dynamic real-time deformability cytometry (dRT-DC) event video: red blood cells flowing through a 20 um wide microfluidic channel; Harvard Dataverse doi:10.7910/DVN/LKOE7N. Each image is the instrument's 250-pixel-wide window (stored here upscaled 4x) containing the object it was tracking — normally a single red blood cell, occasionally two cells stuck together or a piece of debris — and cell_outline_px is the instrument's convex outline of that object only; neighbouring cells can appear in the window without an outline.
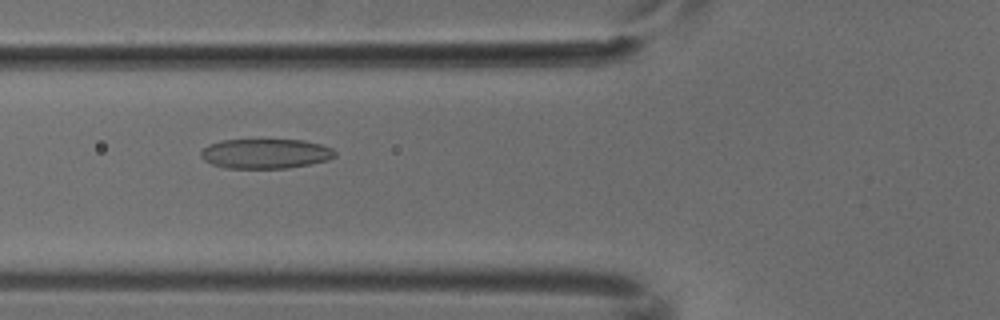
{"species": "common noctule bat (a hibernating species)", "species_latin": "Nyctalus noctula", "temperature_condition": "cold", "stored_images_in_passage": 7, "camera_frame_rate_fps": 3000, "um_per_image_px": 0.085, "animal": {"sex": "male", "body_mass_g": 18.8}, "frame": {"image": 1, "passage_image": 5, "time_ms": 1.333, "image_size_px": [1000, 320], "cell_outline_px": [[336, 156], [328, 160], [288, 168], [224, 168], [212, 164], [204, 160], [200, 156], [200, 152], [208, 144], [224, 140], [304, 140], [320, 144], [332, 148], [336, 152]], "centroid_in_image_um": [22.56, 13.06], "position_along_channel_um": 103.2, "area_um2": 23.24}}
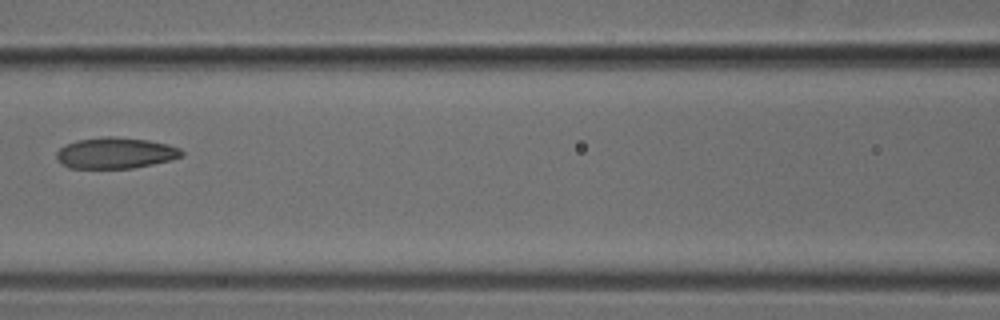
{"frame": {"image": 2, "passage_image": 6, "time_ms": 1.667, "image_size_px": [1000, 320], "cell_outline_px": [[184, 156], [172, 160], [132, 168], [68, 168], [56, 156], [56, 152], [64, 144], [76, 140], [108, 136], [112, 136], [148, 140], [168, 144], [180, 148], [184, 152]], "centroid_in_image_um": [9.84, 13.0], "position_along_channel_um": 156.8, "area_um2": 22.72}}
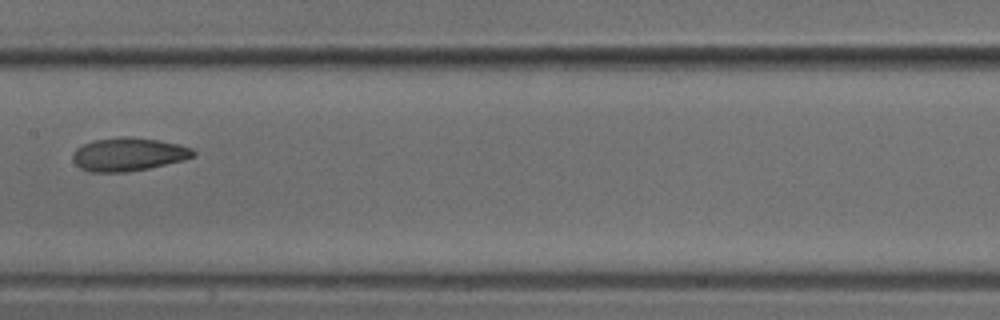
{"frame": {"image": 3, "passage_image": 7, "time_ms": 2.0, "image_size_px": [1000, 320], "cell_outline_px": [[196, 156], [184, 160], [148, 168], [124, 172], [88, 172], [80, 168], [72, 160], [72, 152], [76, 148], [84, 144], [96, 140], [124, 136], [128, 136], [156, 140], [180, 144], [192, 148], [196, 152]], "centroid_in_image_um": [10.91, 13.12], "position_along_channel_um": 196.5, "area_um2": 23.41}}